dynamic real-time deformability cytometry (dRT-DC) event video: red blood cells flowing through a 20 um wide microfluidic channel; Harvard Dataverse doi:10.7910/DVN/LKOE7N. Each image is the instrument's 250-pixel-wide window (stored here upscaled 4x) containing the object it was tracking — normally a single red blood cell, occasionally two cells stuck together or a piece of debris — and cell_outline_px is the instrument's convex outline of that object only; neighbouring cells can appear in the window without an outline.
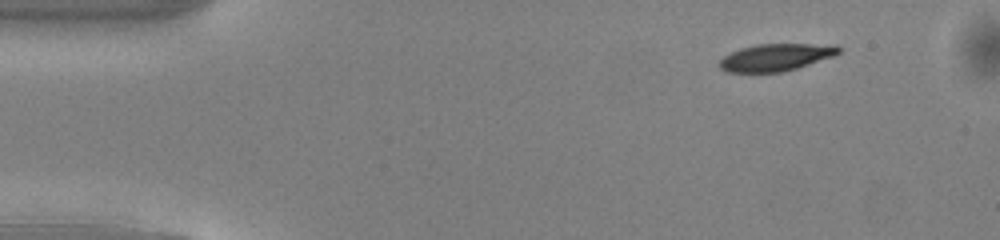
{"species": "common noctule bat (a hibernating species)", "species_latin": "Nyctalus noctula", "temperature_condition": "warm", "stored_images_in_passage": 45, "camera_frame_rate_fps": 3000, "um_per_image_px": 0.085, "animal": {"sex": "male", "body_mass_g": 13.0, "forearm_length_mm": 53.1}, "frame": {"image": 1, "passage_image": 1, "time_ms": 0.0, "image_size_px": [1000, 240], "cell_outline_px": [[840, 52], [832, 56], [796, 68], [780, 72], [728, 72], [720, 68], [720, 60], [724, 56], [740, 48], [756, 44], [836, 44], [840, 48]], "centroid_in_image_um": [65.94, 4.86], "position_along_channel_um": 19.1, "area_um2": 18.67}}
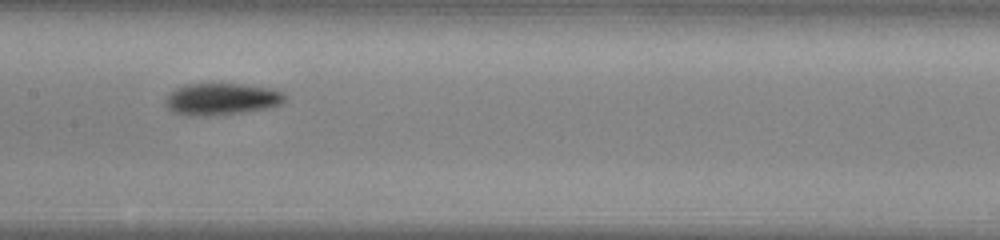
{"frame": {"image": 2, "passage_image": 20, "time_ms": 6.333, "image_size_px": [1000, 240], "cell_outline_px": [[288, 96], [280, 104], [268, 108], [212, 116], [184, 116], [172, 112], [164, 104], [164, 100], [176, 88], [184, 84], [240, 84], [272, 88], [284, 92]], "centroid_in_image_um": [18.82, 8.43], "position_along_channel_um": 188.6, "area_um2": 22.37}}
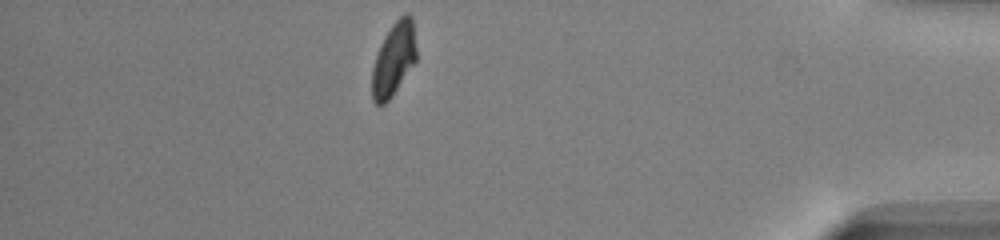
{"frame": {"image": 3, "passage_image": 39, "time_ms": 12.667, "image_size_px": [1000, 240], "cell_outline_px": [[416, 60], [388, 100], [384, 104], [376, 104], [372, 100], [372, 68], [380, 44], [384, 36], [392, 24], [404, 12], [408, 12], [412, 16], [416, 48]], "centroid_in_image_um": [33.46, 4.98], "position_along_channel_um": 401.7, "area_um2": 18.73}, "authors_computed_cell_mechanics": {"area_um2": 20.4612, "velocity_mm_per_s": 4.099, "shape_relaxation_time_tau1_ms": 2.1902, "shape_relaxation_time_tau2_ms": 9.4707, "deformation_change_tau1": 0.1282, "deformation_change_tau2": 0.1504}}